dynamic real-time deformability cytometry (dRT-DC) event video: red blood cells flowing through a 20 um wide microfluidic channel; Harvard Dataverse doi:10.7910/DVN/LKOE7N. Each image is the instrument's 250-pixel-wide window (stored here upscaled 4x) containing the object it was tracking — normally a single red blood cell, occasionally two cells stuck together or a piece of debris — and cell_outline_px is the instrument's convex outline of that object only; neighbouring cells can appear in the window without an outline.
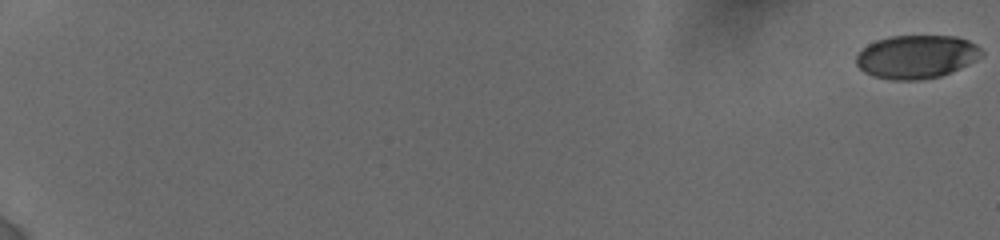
{"species": "human", "species_latin": "Homo sapiens", "temperature_condition": "cold", "stored_images_in_passage": 55, "camera_frame_rate_fps": 3000, "um_per_image_px": 0.085, "donor": {"sex": "female"}, "frame": {"image": 1, "passage_image": 1, "time_ms": 0.0, "image_size_px": [1000, 240], "cell_outline_px": [[984, 56], [960, 68], [940, 76], [920, 80], [892, 80], [872, 76], [864, 72], [856, 64], [856, 56], [868, 44], [876, 40], [888, 36], [956, 36], [968, 40], [976, 44], [984, 52]], "centroid_in_image_um": [77.91, 4.82], "position_along_channel_um": 7.1, "area_um2": 31.85}}
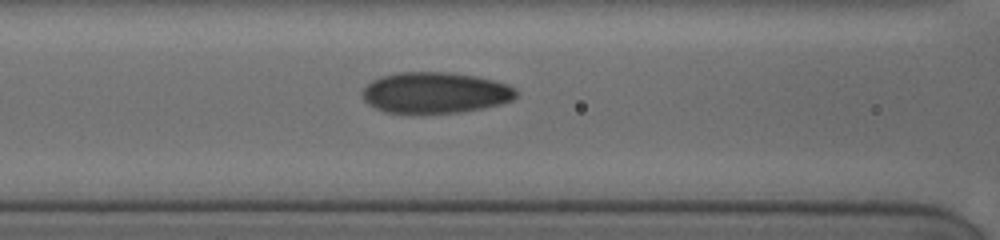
{"frame": {"image": 2, "passage_image": 34, "time_ms": 9.333, "image_size_px": [1000, 240], "cell_outline_px": [[516, 96], [512, 100], [500, 104], [460, 112], [384, 112], [368, 104], [364, 100], [360, 92], [372, 80], [380, 76], [400, 72], [448, 72], [476, 76], [508, 84], [516, 88]], "centroid_in_image_um": [36.97, 7.86], "position_along_channel_um": 129.6, "area_um2": 36.53}}
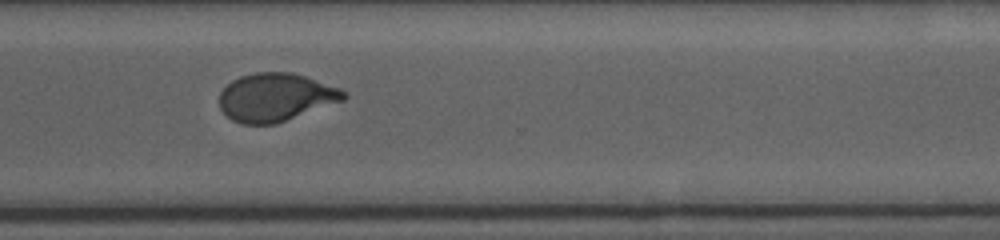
{"frame": {"image": 3, "passage_image": 54, "time_ms": 15.0, "image_size_px": [1000, 240], "cell_outline_px": [[348, 96], [344, 100], [276, 124], [244, 124], [232, 120], [220, 108], [220, 92], [232, 80], [240, 76], [252, 72], [292, 72], [340, 88]], "centroid_in_image_um": [23.42, 8.26], "position_along_channel_um": 347.2, "area_um2": 34.74}}